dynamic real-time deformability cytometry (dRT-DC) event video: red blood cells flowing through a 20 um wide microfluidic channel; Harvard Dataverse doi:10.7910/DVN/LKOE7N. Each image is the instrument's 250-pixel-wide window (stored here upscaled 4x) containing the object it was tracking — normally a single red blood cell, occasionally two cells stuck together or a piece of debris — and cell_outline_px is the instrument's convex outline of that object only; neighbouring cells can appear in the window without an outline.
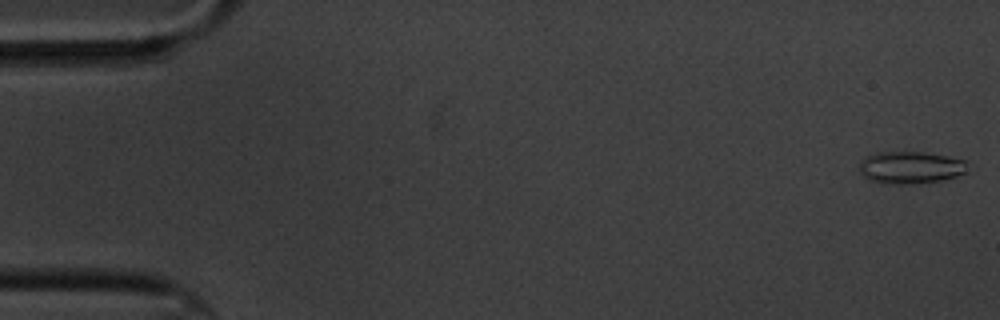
{"species": "common noctule bat (a hibernating species)", "species_latin": "Nyctalus noctula", "temperature_condition": "cold", "stored_images_in_passage": 15, "camera_frame_rate_fps": 3000, "um_per_image_px": 0.085, "animal": {"sex": "male", "body_mass_g": 20.1, "forearm_length_mm": 53.5}, "frame": {"image": 1, "passage_image": 1, "time_ms": 0.0, "image_size_px": [1000, 320], "cell_outline_px": [[968, 160], [964, 172], [956, 176], [940, 180], [920, 184], [880, 184], [864, 176], [860, 172], [860, 160], [864, 156], [880, 152], [924, 152], [948, 156]], "centroid_in_image_um": [77.37, 14.24], "position_along_channel_um": 7.6, "area_um2": 20.52}}
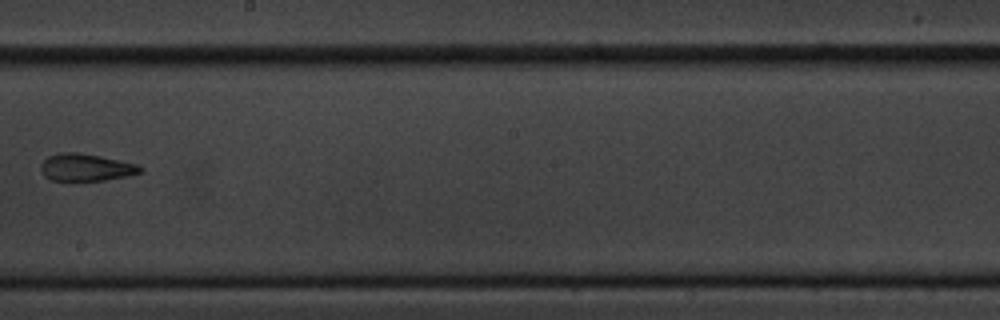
{"frame": {"image": 2, "passage_image": 9, "time_ms": 10.667, "image_size_px": [1000, 320], "cell_outline_px": [[144, 172], [128, 176], [104, 180], [72, 184], [48, 180], [40, 172], [40, 164], [48, 156], [60, 152], [80, 152], [100, 156], [136, 164], [144, 168]], "centroid_in_image_um": [7.24, 14.28], "position_along_channel_um": 241.0, "area_um2": 16.76}}
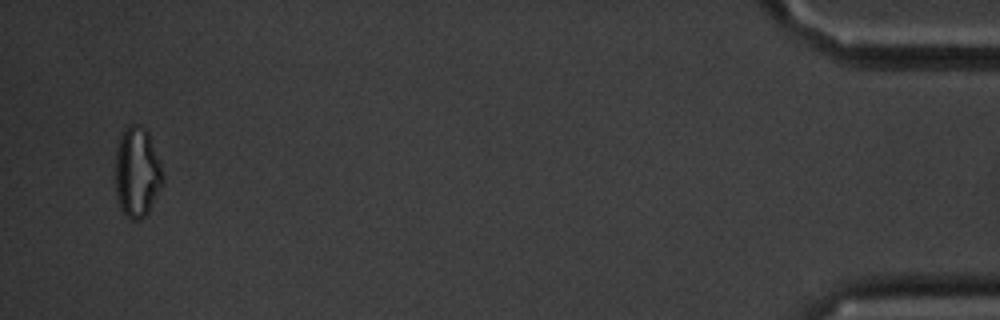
{"frame": {"image": 3, "passage_image": 15, "time_ms": 18.333, "image_size_px": [1000, 320], "cell_outline_px": [[164, 180], [148, 212], [140, 220], [132, 220], [124, 216], [120, 208], [116, 192], [116, 148], [120, 136], [124, 128], [128, 124], [140, 124], [148, 132], [164, 176]], "centroid_in_image_um": [11.63, 14.64], "position_along_channel_um": 423.6, "area_um2": 24.85}, "authors_computed_cell_mechanics": {"area_um2": 18.496, "velocity_mm_per_s": 3.461, "shape_relaxation_time_tau1_ms": 6.6414, "shape_relaxation_time_tau2_ms": 2.0441, "deformation_change_tau1": 0.1596, "deformation_change_tau2": 0.0743}}